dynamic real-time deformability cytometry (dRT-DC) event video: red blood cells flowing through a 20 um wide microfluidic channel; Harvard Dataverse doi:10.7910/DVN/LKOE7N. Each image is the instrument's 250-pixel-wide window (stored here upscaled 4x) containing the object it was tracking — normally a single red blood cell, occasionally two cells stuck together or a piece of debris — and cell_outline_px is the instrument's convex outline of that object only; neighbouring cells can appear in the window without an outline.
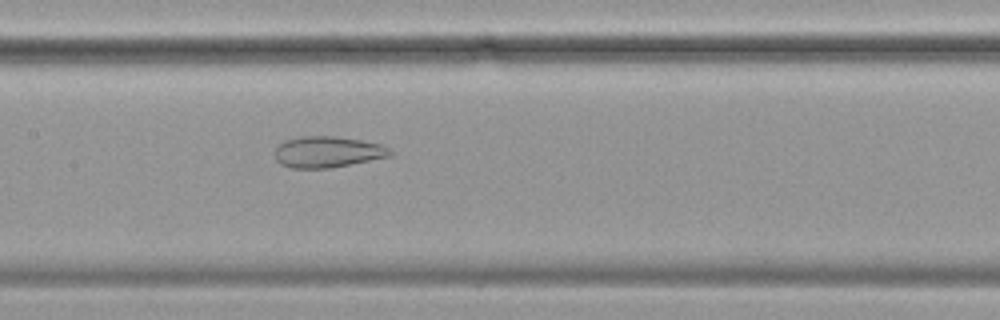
{"species": "common noctule bat (a hibernating species)", "species_latin": "Nyctalus noctula", "temperature_condition": "cold", "stored_images_in_passage": 53, "camera_frame_rate_fps": 3000, "um_per_image_px": 0.085, "animal": {"sex": "female", "body_mass_g": 19.9}, "frame": {"image": 1, "passage_image": 23, "time_ms": 7.333, "image_size_px": [1000, 320], "cell_outline_px": [[396, 152], [392, 156], [332, 168], [292, 168], [280, 164], [276, 160], [276, 148], [284, 140], [300, 136], [336, 136], [360, 140], [380, 144], [392, 148]], "centroid_in_image_um": [27.9, 12.91], "position_along_channel_um": 179.5, "area_um2": 21.21}}
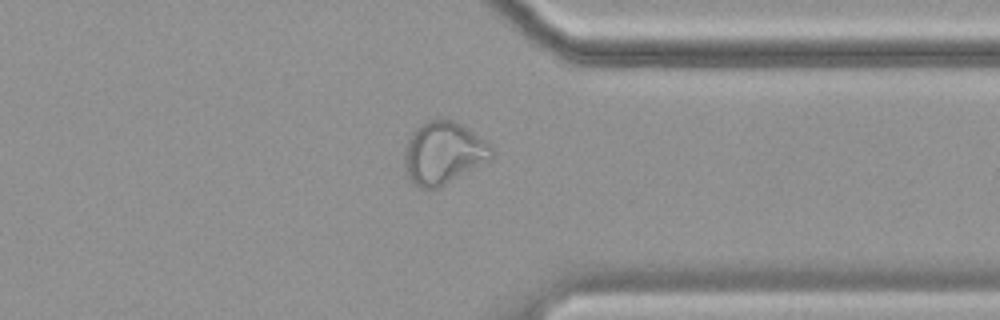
{"frame": {"image": 2, "passage_image": 40, "time_ms": 13.0, "image_size_px": [1000, 320], "cell_outline_px": [[492, 160], [440, 188], [432, 192], [420, 188], [404, 172], [404, 148], [412, 132], [416, 128], [428, 120], [436, 116], [452, 120], [460, 124], [484, 140], [492, 148]], "centroid_in_image_um": [37.66, 13.03], "position_along_channel_um": 373.7, "area_um2": 32.31}}
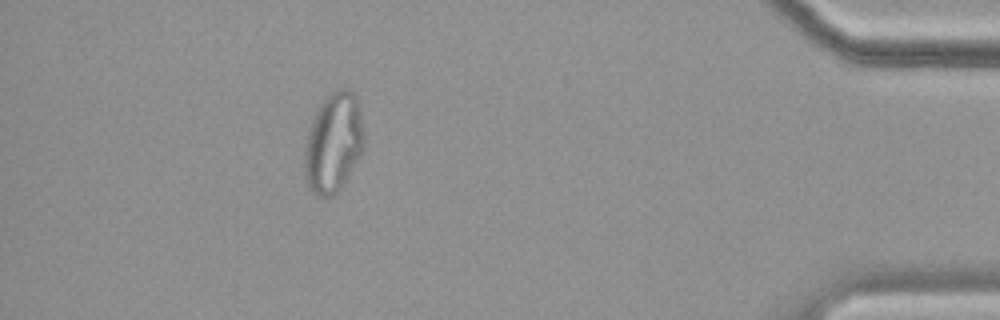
{"frame": {"image": 3, "passage_image": 47, "time_ms": 15.333, "image_size_px": [1000, 320], "cell_outline_px": [[364, 148], [340, 188], [332, 196], [316, 196], [308, 188], [304, 176], [304, 148], [308, 128], [324, 96], [340, 88], [348, 88], [356, 96], [360, 112], [364, 132]], "centroid_in_image_um": [28.31, 12.12], "position_along_channel_um": 406.9, "area_um2": 34.74}}